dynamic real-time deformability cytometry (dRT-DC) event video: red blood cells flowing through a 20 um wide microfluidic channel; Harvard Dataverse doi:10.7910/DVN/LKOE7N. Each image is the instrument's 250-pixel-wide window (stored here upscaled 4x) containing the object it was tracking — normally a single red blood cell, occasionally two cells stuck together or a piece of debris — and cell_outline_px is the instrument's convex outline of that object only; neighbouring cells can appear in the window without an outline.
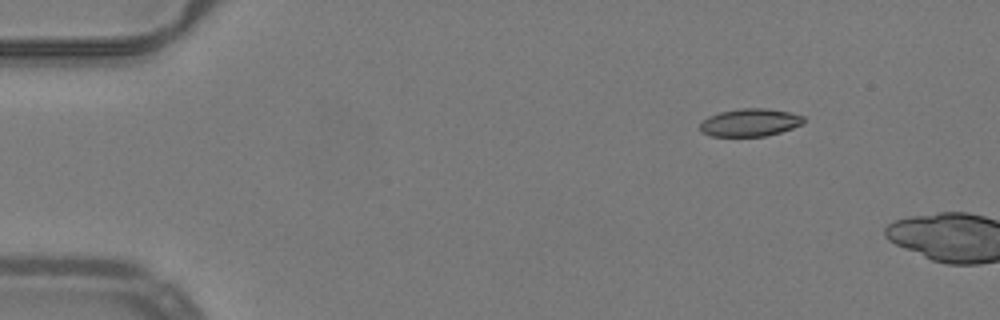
{"species": "common noctule bat (a hibernating species)", "species_latin": "Nyctalus noctula", "temperature_condition": "warm", "stored_images_in_passage": 4, "camera_frame_rate_fps": 3000, "um_per_image_px": 0.085, "animal": {"sex": "male", "body_mass_g": 19.2, "forearm_length_mm": 51.8}, "frame": {"image": 1, "passage_image": 1, "time_ms": 0.0, "image_size_px": [1000, 320], "cell_outline_px": [[804, 124], [780, 132], [764, 136], [712, 136], [700, 132], [700, 124], [708, 116], [720, 112], [740, 108], [768, 108], [792, 112], [804, 116]], "centroid_in_image_um": [63.77, 10.4], "position_along_channel_um": 21.2, "area_um2": 16.88}}